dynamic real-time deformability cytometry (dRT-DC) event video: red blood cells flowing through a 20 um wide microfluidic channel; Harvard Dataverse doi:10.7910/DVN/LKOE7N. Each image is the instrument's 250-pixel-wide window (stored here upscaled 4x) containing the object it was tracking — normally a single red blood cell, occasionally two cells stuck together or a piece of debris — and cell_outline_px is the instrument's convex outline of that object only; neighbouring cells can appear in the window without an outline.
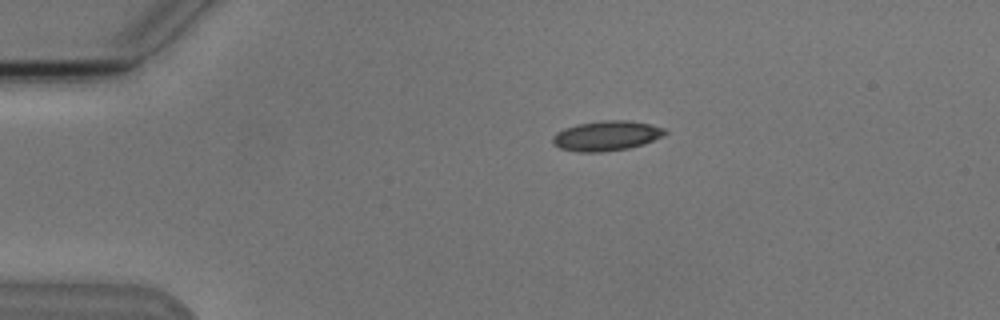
{"species": "Egyptian fruit bat (a non-hibernating species)", "species_latin": "Rousettus aegyptiacus", "temperature_condition": "cold", "stored_images_in_passage": 3, "camera_frame_rate_fps": 3000, "um_per_image_px": 0.085, "animal": {"sex": "male"}, "frame": {"image": 1, "passage_image": 1, "time_ms": 0.0, "image_size_px": [1000, 320], "cell_outline_px": [[668, 132], [644, 144], [628, 148], [600, 152], [580, 152], [560, 148], [552, 144], [552, 136], [556, 132], [564, 128], [576, 124], [604, 120], [628, 120], [648, 124], [664, 128]], "centroid_in_image_um": [51.49, 11.54], "position_along_channel_um": 33.5, "area_um2": 19.48}}
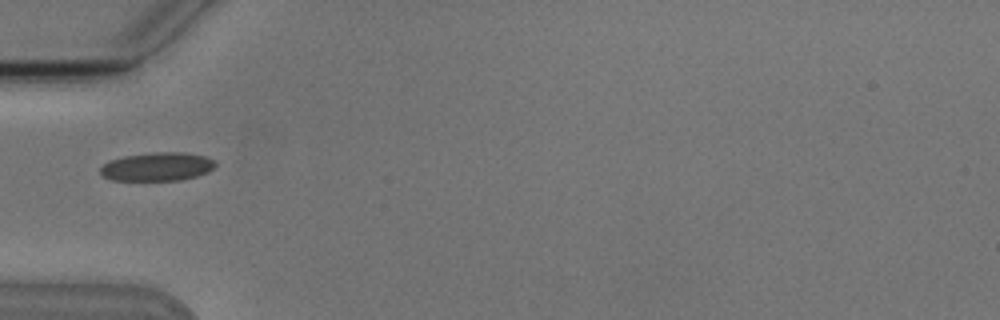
{"frame": {"image": 2, "passage_image": 3, "time_ms": 2.333, "image_size_px": [1000, 320], "cell_outline_px": [[216, 164], [208, 172], [196, 176], [180, 180], [112, 180], [104, 176], [100, 172], [100, 168], [104, 164], [112, 160], [124, 156], [152, 152], [184, 152], [204, 156], [216, 160]], "centroid_in_image_um": [13.39, 14.16], "position_along_channel_um": 71.6, "area_um2": 19.02}}